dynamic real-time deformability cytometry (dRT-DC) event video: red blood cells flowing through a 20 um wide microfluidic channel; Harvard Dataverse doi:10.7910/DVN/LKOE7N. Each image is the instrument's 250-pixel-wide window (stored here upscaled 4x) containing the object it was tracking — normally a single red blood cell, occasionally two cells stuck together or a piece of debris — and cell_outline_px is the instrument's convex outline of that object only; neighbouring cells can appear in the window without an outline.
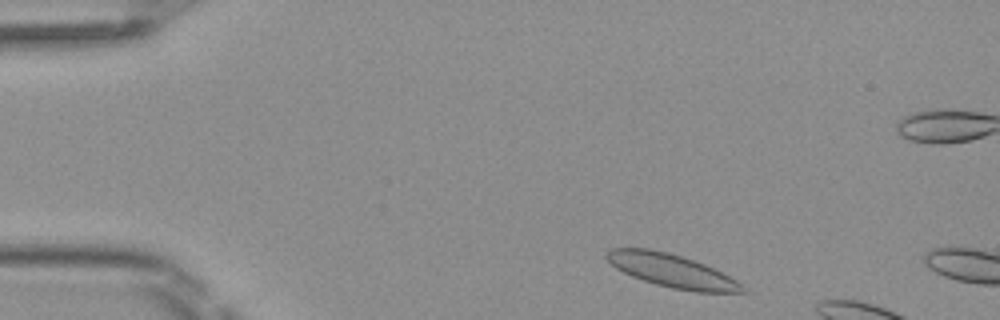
{"species": "Egyptian fruit bat (a non-hibernating species)", "species_latin": "Rousettus aegyptiacus", "temperature_condition": "room temperature", "stored_images_in_passage": 8, "camera_frame_rate_fps": 3000, "um_per_image_px": 0.085, "frame": {"image": 1, "passage_image": 2, "time_ms": 0.333, "image_size_px": [1000, 320], "cell_outline_px": [[748, 292], [696, 292], [672, 288], [656, 284], [632, 276], [616, 268], [604, 256], [608, 248], [648, 248], [668, 252], [704, 264], [736, 280]], "centroid_in_image_um": [57.05, 23.0], "position_along_channel_um": 27.9, "area_um2": 25.89}}